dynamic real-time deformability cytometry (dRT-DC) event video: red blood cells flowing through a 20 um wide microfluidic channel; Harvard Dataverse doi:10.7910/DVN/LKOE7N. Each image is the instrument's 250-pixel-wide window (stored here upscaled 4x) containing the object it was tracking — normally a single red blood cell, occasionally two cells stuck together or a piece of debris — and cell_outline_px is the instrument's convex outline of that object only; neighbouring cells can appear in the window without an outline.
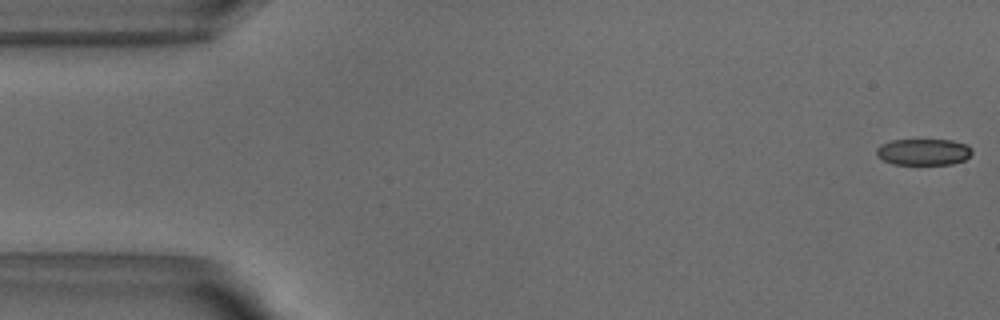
{"species": "common noctule bat (a hibernating species)", "species_latin": "Nyctalus noctula", "temperature_condition": "warm", "stored_images_in_passage": 52, "camera_frame_rate_fps": 3000, "um_per_image_px": 0.085, "animal": {"sex": "male", "body_mass_g": 18.8}, "frame": {"image": 1, "passage_image": 1, "time_ms": 0.0, "image_size_px": [1000, 320], "cell_outline_px": [[972, 152], [964, 160], [952, 164], [892, 164], [876, 156], [876, 148], [880, 144], [892, 140], [952, 140], [968, 144], [972, 148]], "centroid_in_image_um": [78.49, 12.91], "position_along_channel_um": 6.5, "area_um2": 14.8}}
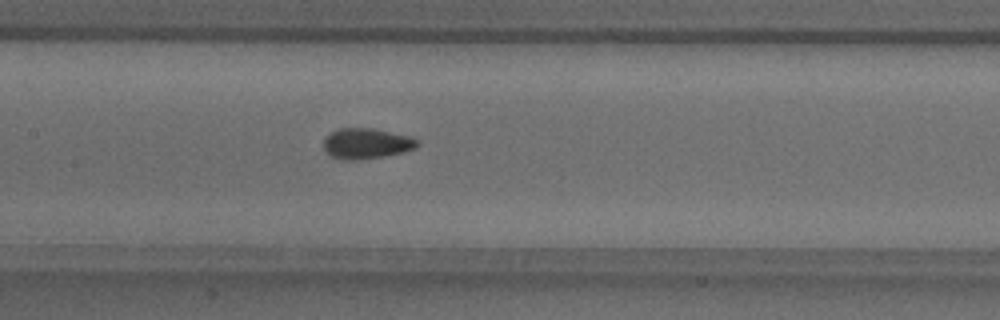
{"frame": {"image": 2, "passage_image": 24, "time_ms": 7.667, "image_size_px": [1000, 320], "cell_outline_px": [[420, 144], [416, 148], [404, 152], [384, 156], [360, 160], [340, 160], [328, 156], [324, 152], [324, 140], [332, 132], [340, 128], [372, 128], [408, 136], [416, 140]], "centroid_in_image_um": [31.11, 12.22], "position_along_channel_um": 176.3, "area_um2": 16.76}}
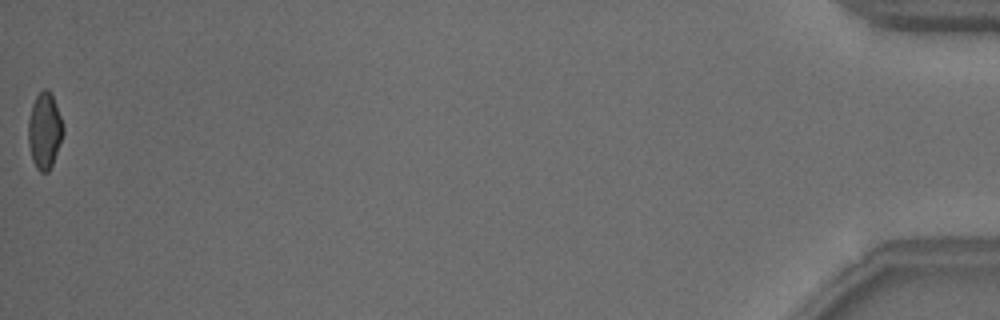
{"frame": {"image": 3, "passage_image": 52, "time_ms": 17.0, "image_size_px": [1000, 320], "cell_outline_px": [[64, 132], [52, 164], [48, 172], [40, 172], [36, 168], [32, 160], [28, 144], [28, 120], [32, 104], [36, 96], [44, 88], [48, 88], [52, 92], [64, 128]], "centroid_in_image_um": [3.78, 11.08], "position_along_channel_um": 431.4, "area_um2": 15.55}, "authors_computed_cell_mechanics": {"area_um2": 16.1551, "velocity_mm_per_s": 3.8543, "shape_relaxation_time_tau1_ms": 6.1615, "shape_relaxation_time_tau2_ms": 1.5344, "deformation_change_tau1": 0.1601, "deformation_change_tau2": 0.0714}}